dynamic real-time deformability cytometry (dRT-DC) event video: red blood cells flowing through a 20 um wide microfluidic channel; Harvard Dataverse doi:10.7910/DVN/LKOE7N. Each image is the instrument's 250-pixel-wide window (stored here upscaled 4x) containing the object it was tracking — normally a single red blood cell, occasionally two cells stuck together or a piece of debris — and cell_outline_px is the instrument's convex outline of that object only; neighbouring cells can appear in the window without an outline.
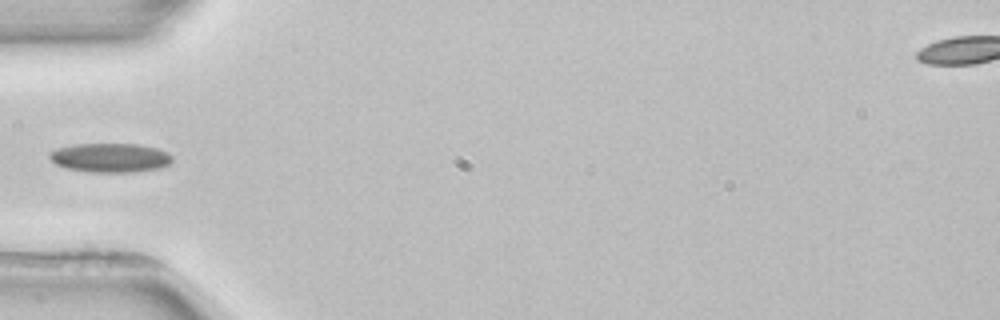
{"species": "common noctule bat (a hibernating species)", "species_latin": "Nyctalus noctula", "temperature_condition": "room temperature", "stored_images_in_passage": 5, "camera_frame_rate_fps": 3000, "um_per_image_px": 0.085, "animal": {"sex": "female", "body_mass_g": 22.7, "forearm_length_mm": 54.2}, "frame": {"image": 1, "passage_image": 5, "time_ms": 5.333, "image_size_px": [1000, 320], "cell_outline_px": [[172, 160], [168, 164], [160, 168], [132, 172], [88, 172], [68, 168], [56, 164], [48, 156], [48, 152], [56, 148], [76, 144], [136, 144], [156, 148], [168, 152], [172, 156]], "centroid_in_image_um": [9.35, 13.4], "position_along_channel_um": 75.6, "area_um2": 20.81}}